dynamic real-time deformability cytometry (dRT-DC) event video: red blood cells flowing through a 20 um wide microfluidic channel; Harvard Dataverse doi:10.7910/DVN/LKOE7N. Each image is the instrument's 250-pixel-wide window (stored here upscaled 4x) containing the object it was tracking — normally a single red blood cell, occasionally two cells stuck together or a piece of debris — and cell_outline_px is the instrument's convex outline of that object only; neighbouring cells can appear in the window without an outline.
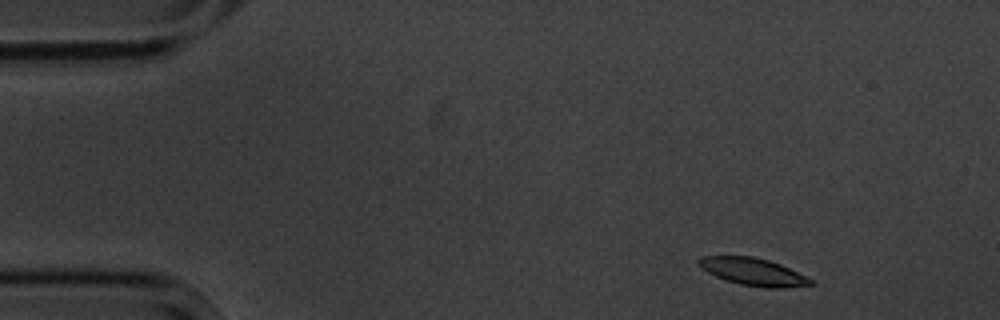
{"species": "common noctule bat (a hibernating species)", "species_latin": "Nyctalus noctula", "temperature_condition": "cold", "stored_images_in_passage": 4, "camera_frame_rate_fps": 3000, "um_per_image_px": 0.085, "animal": {"sex": "male", "body_mass_g": 20.1, "forearm_length_mm": 53.5}, "frame": {"image": 1, "passage_image": 1, "time_ms": 0.0, "image_size_px": [1000, 320], "cell_outline_px": [[816, 284], [780, 288], [764, 288], [740, 284], [716, 276], [700, 268], [696, 260], [700, 256], [752, 256], [768, 260], [780, 264], [812, 280]], "centroid_in_image_um": [63.97, 23.09], "position_along_channel_um": 21.0, "area_um2": 17.69}}
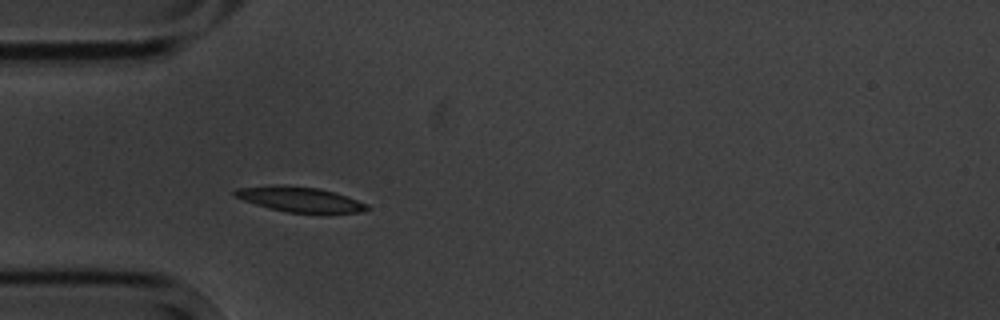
{"frame": {"image": 2, "passage_image": 4, "time_ms": 3.333, "image_size_px": [1000, 320], "cell_outline_px": [[372, 208], [360, 212], [320, 216], [288, 212], [268, 208], [232, 196], [232, 192], [236, 188], [276, 184], [284, 184], [320, 188], [368, 204]], "centroid_in_image_um": [25.51, 16.98], "position_along_channel_um": 59.5, "area_um2": 20.23}}